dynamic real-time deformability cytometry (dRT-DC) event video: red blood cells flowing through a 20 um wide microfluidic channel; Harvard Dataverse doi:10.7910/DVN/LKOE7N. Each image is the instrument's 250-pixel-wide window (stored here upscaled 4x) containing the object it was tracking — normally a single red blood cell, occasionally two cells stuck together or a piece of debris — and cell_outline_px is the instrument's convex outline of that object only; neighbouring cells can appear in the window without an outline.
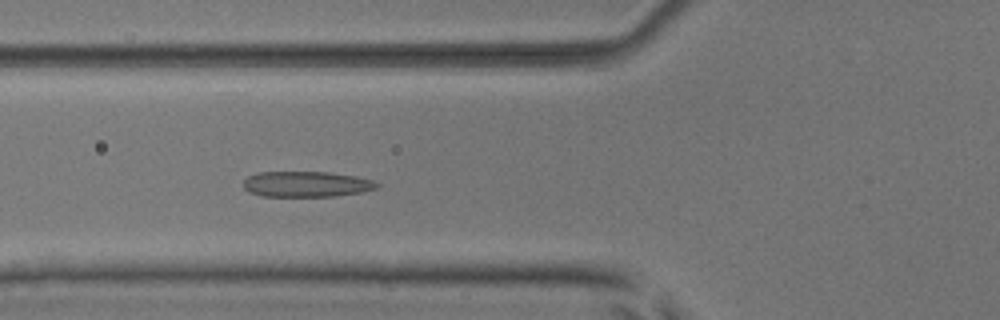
{"species": "common noctule bat (a hibernating species)", "species_latin": "Nyctalus noctula", "temperature_condition": "room temperature", "stored_images_in_passage": 38, "camera_frame_rate_fps": 3000, "um_per_image_px": 0.085, "animal": {"sex": "male", "body_mass_g": 17.9, "forearm_length_mm": 54.2}, "frame": {"image": 1, "passage_image": 5, "time_ms": 1.333, "image_size_px": [1000, 320], "cell_outline_px": [[380, 188], [364, 192], [336, 196], [260, 196], [248, 192], [244, 188], [244, 180], [248, 176], [256, 172], [328, 172], [356, 176], [372, 180], [380, 184]], "centroid_in_image_um": [26.07, 15.65], "position_along_channel_um": 99.7, "area_um2": 20.17}}
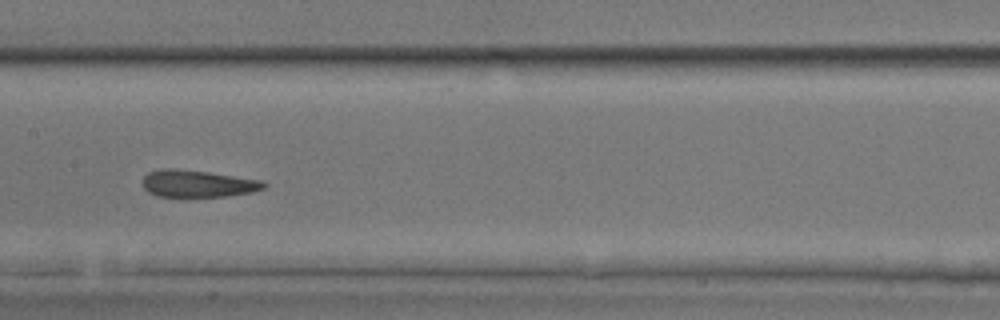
{"frame": {"image": 2, "passage_image": 12, "time_ms": 3.667, "image_size_px": [1000, 320], "cell_outline_px": [[268, 184], [264, 188], [252, 192], [228, 196], [156, 196], [148, 192], [144, 188], [144, 176], [148, 172], [164, 168], [172, 168], [208, 172], [260, 180]], "centroid_in_image_um": [16.8, 15.61], "position_along_channel_um": 190.6, "area_um2": 18.9}}
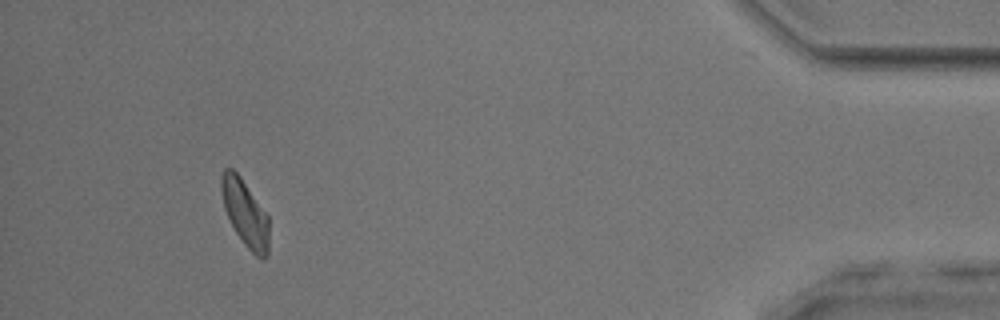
{"frame": {"image": 3, "passage_image": 34, "time_ms": 11.0, "image_size_px": [1000, 320], "cell_outline_px": [[268, 256], [264, 260], [256, 256], [244, 244], [236, 232], [224, 208], [220, 188], [220, 176], [224, 168], [232, 168], [240, 176], [268, 216]], "centroid_in_image_um": [20.82, 18.1], "position_along_channel_um": 414.4, "area_um2": 18.32}, "authors_computed_cell_mechanics": {"area_um2": 19.0451, "velocity_mm_per_s": 3.8927, "shape_relaxation_time_tau1_ms": 8.1008, "shape_relaxation_time_tau2_ms": 2.6864, "deformation_change_tau1": 0.1748, "deformation_change_tau2": 0.1116}}